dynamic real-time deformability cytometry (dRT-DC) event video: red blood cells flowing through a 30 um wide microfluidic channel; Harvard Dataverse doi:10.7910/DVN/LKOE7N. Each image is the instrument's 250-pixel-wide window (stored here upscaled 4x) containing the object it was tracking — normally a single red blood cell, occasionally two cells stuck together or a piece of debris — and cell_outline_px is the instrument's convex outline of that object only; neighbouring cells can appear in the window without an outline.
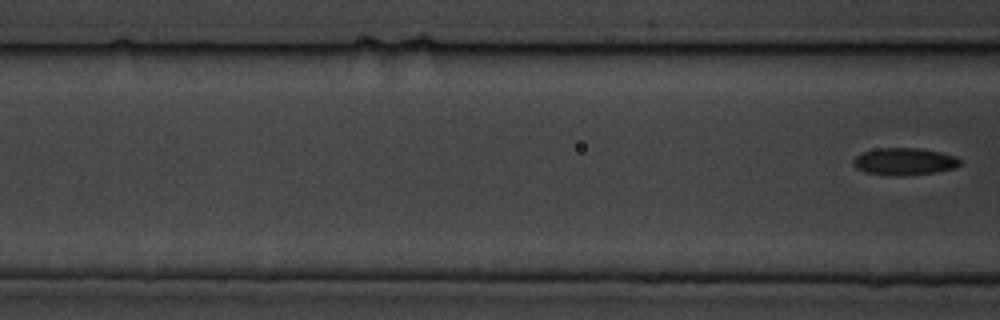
{"species": "common noctule bat (a hibernating species)", "species_latin": "Nyctalus noctula", "temperature_condition": "cold", "stored_images_in_passage": 8, "segment_of_instrument_passage": [2, 2], "camera_frame_rate_fps": 3000, "um_per_image_px": 0.085, "animal": {"sex": "male", "body_mass_g": 19.5, "forearm_length_mm": 54.6}, "frame": {"image": 1, "passage_image": 8, "time_ms": 9.0, "image_size_px": [1000, 320], "cell_outline_px": [[960, 164], [956, 168], [936, 172], [904, 176], [892, 176], [864, 172], [856, 168], [852, 160], [856, 156], [864, 152], [880, 148], [920, 148], [940, 152], [956, 156], [960, 160]], "centroid_in_image_um": [76.88, 13.74], "position_along_channel_um": 89.7, "area_um2": 16.99}}